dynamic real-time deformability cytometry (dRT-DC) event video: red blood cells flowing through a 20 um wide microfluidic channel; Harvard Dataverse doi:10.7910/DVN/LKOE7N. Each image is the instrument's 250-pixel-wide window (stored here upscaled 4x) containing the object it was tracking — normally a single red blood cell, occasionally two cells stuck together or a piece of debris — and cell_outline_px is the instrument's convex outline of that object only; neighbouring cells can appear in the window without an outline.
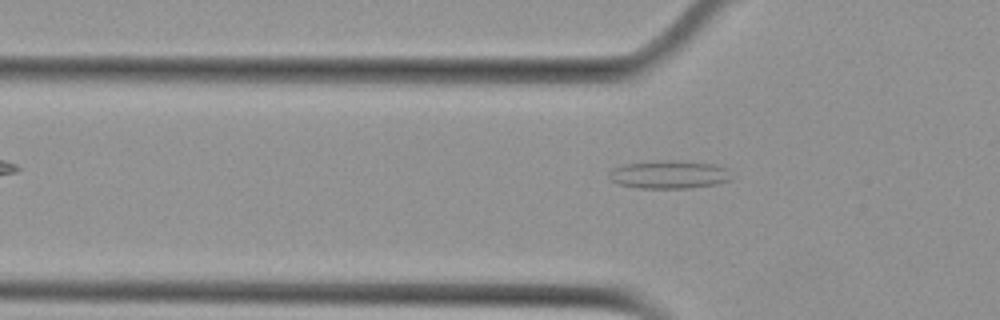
{"species": "Egyptian fruit bat (a non-hibernating species)", "species_latin": "Rousettus aegyptiacus", "temperature_condition": "cold", "stored_images_in_passage": 31, "camera_frame_rate_fps": 3000, "um_per_image_px": 0.085, "animal": {"sex": "female"}, "frame": {"image": 1, "passage_image": 5, "time_ms": 1.333, "image_size_px": [1000, 320], "cell_outline_px": [[732, 180], [716, 184], [692, 188], [636, 188], [616, 184], [608, 180], [608, 172], [612, 168], [624, 164], [664, 160], [676, 160], [716, 164], [728, 168], [732, 176]], "centroid_in_image_um": [56.86, 14.84], "position_along_channel_um": 68.9, "area_um2": 20.58}}
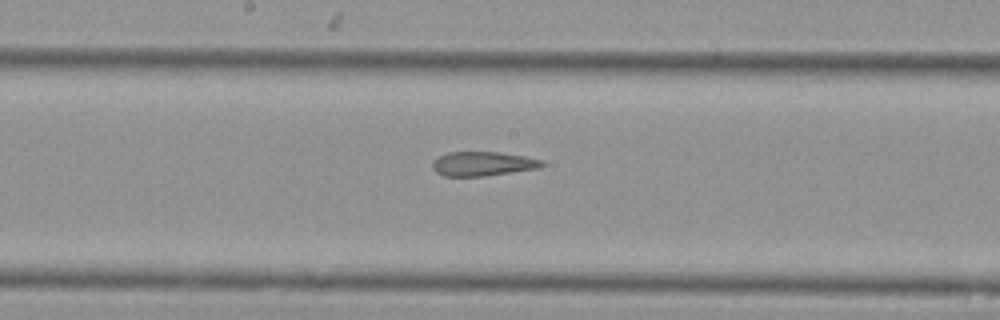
{"frame": {"image": 2, "passage_image": 16, "time_ms": 5.0, "image_size_px": [1000, 320], "cell_outline_px": [[544, 164], [540, 168], [484, 176], [444, 176], [436, 172], [432, 168], [432, 160], [448, 152], [500, 152], [524, 156], [544, 160]], "centroid_in_image_um": [41.03, 13.92], "position_along_channel_um": 207.2, "area_um2": 15.55}}
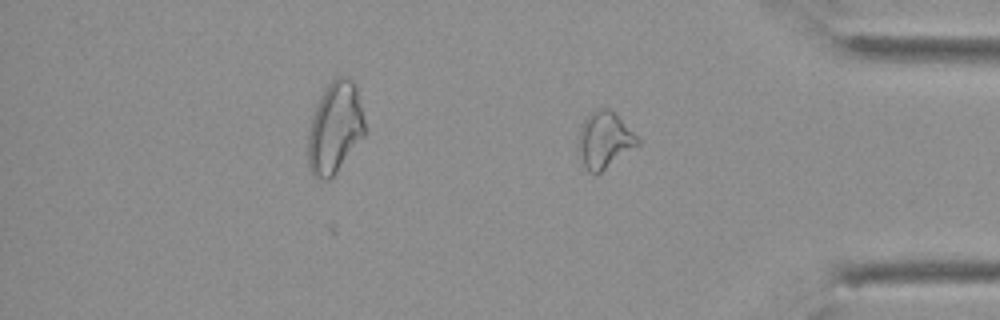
{"frame": {"image": 3, "passage_image": 31, "time_ms": 10.0, "image_size_px": [1000, 320], "cell_outline_px": [[640, 144], [596, 176], [584, 164], [580, 152], [580, 128], [588, 112], [596, 108], [608, 108], [640, 140]], "centroid_in_image_um": [51.39, 11.9], "position_along_channel_um": 383.8, "area_um2": 18.84}, "authors_computed_cell_mechanics": {"area_um2": 16.2996, "velocity_mm_per_s": 3.7737, "shape_relaxation_time_tau1_ms": null, "shape_relaxation_time_tau2_ms": 3.401, "deformation_change_tau1": null, "deformation_change_tau2": 0.0928}}